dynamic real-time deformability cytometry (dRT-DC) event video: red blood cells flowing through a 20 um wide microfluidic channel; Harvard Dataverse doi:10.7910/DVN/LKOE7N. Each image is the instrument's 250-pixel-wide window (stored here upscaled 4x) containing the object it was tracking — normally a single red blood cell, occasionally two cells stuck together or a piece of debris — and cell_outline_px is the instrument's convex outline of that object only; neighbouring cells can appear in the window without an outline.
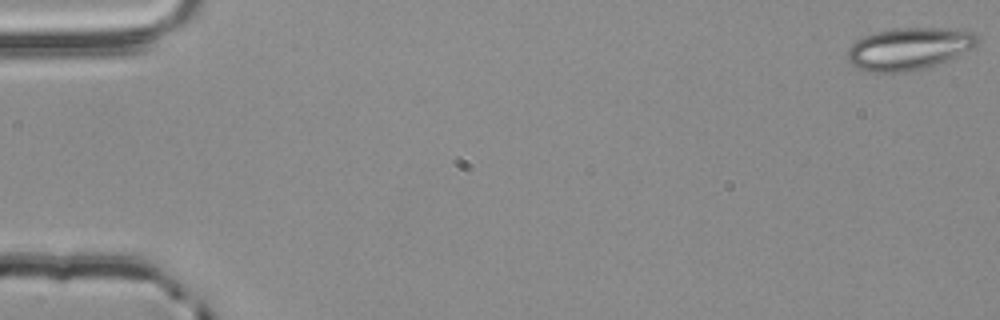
{"species": "common noctule bat (a hibernating species)", "species_latin": "Nyctalus noctula", "temperature_condition": "room temperature", "stored_images_in_passage": 54, "camera_frame_rate_fps": 3000, "um_per_image_px": 0.085, "animal": {"sex": "male", "body_mass_g": 20.4}, "frame": {"image": 1, "passage_image": 1, "time_ms": 0.0, "image_size_px": [1000, 320], "cell_outline_px": [[980, 36], [976, 44], [972, 48], [956, 56], [936, 64], [924, 68], [904, 72], [868, 72], [856, 68], [848, 60], [848, 48], [856, 40], [872, 32], [896, 28], [960, 28], [976, 32]], "centroid_in_image_um": [77.27, 4.12], "position_along_channel_um": 7.7, "area_um2": 32.19}}
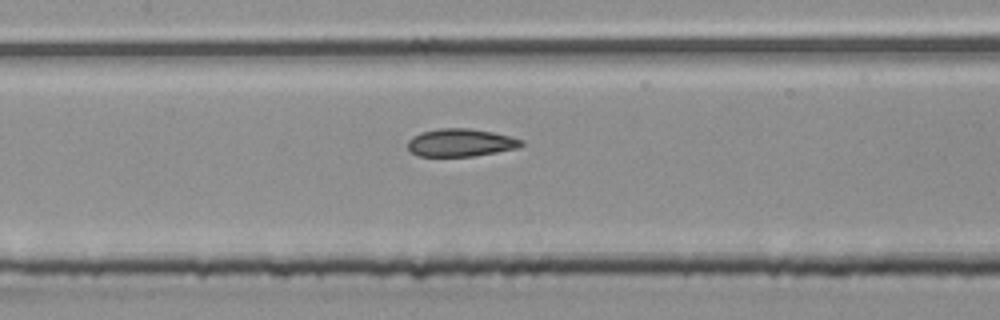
{"frame": {"image": 2, "passage_image": 26, "time_ms": 8.333, "image_size_px": [1000, 320], "cell_outline_px": [[524, 144], [520, 148], [472, 156], [416, 156], [408, 148], [408, 140], [412, 136], [420, 132], [440, 128], [468, 128], [492, 132], [524, 140]], "centroid_in_image_um": [39.15, 12.12], "position_along_channel_um": 168.3, "area_um2": 18.44}}
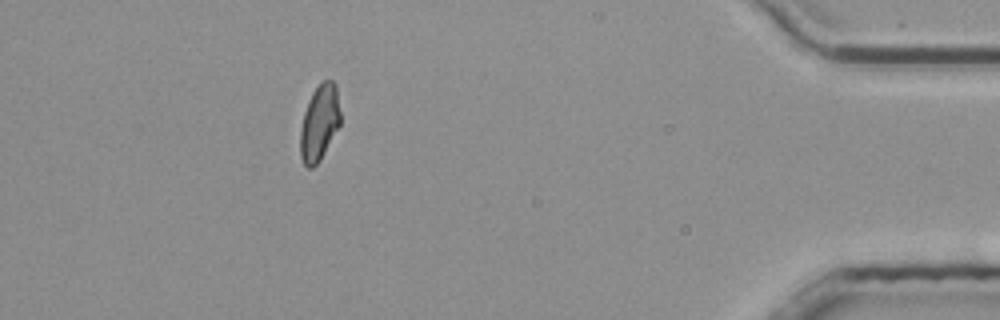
{"frame": {"image": 3, "passage_image": 49, "time_ms": 16.0, "image_size_px": [1000, 320], "cell_outline_px": [[340, 124], [320, 160], [312, 168], [308, 168], [304, 164], [300, 156], [300, 128], [304, 112], [308, 100], [312, 92], [324, 80], [332, 80], [336, 84], [340, 112]], "centroid_in_image_um": [27.14, 10.43], "position_along_channel_um": 408.1, "area_um2": 17.69}, "authors_computed_cell_mechanics": {"area_um2": 18.8428, "velocity_mm_per_s": 3.8697, "shape_relaxation_time_tau1_ms": null, "shape_relaxation_time_tau2_ms": 1.7753, "deformation_change_tau1": null, "deformation_change_tau2": 0.0931}}